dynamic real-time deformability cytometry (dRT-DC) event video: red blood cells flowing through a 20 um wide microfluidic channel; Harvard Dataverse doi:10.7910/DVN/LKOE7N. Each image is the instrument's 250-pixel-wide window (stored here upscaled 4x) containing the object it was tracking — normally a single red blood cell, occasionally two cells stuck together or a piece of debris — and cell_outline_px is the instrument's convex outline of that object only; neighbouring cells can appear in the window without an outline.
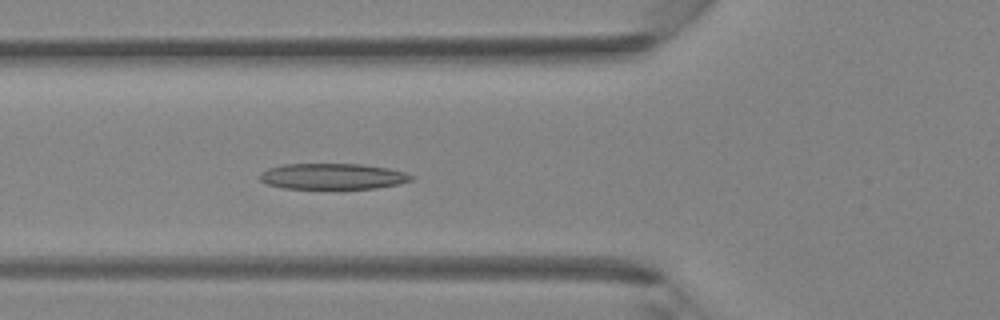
{"species": "Egyptian fruit bat (a non-hibernating species)", "species_latin": "Rousettus aegyptiacus", "temperature_condition": "room temperature", "stored_images_in_passage": 33, "camera_frame_rate_fps": 3000, "um_per_image_px": 0.085, "animal": {"sex": "female"}, "frame": {"image": 1, "passage_image": 6, "time_ms": 1.667, "image_size_px": [1000, 320], "cell_outline_px": [[416, 176], [412, 180], [400, 184], [376, 188], [284, 188], [268, 184], [260, 180], [260, 172], [268, 168], [280, 164], [364, 164], [388, 168], [404, 172]], "centroid_in_image_um": [28.3, 14.98], "position_along_channel_um": 97.5, "area_um2": 22.89}}
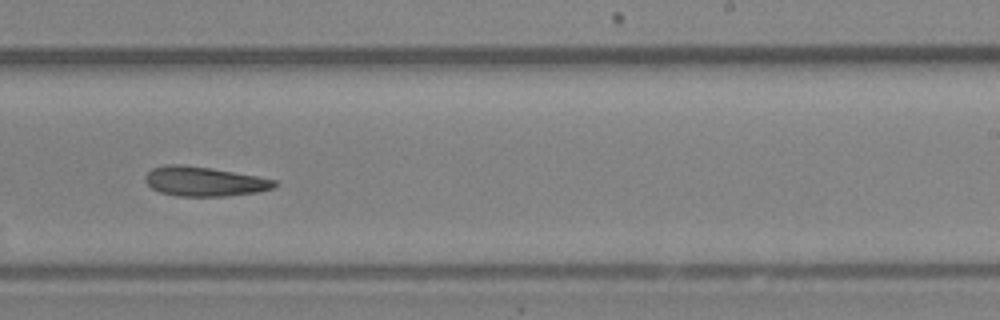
{"frame": {"image": 2, "passage_image": 17, "time_ms": 5.333, "image_size_px": [1000, 320], "cell_outline_px": [[276, 188], [256, 192], [224, 196], [176, 196], [160, 192], [152, 188], [144, 180], [144, 176], [152, 168], [168, 164], [180, 164], [212, 168], [256, 176], [276, 180]], "centroid_in_image_um": [17.34, 15.42], "position_along_channel_um": 271.7, "area_um2": 22.2}}
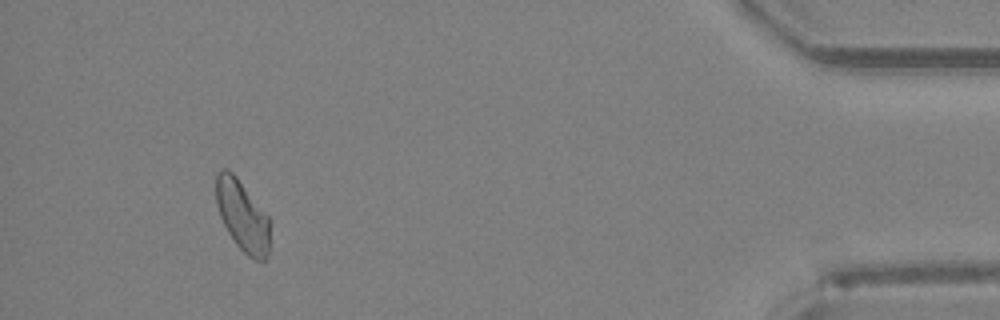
{"frame": {"image": 3, "passage_image": 30, "time_ms": 9.667, "image_size_px": [1000, 320], "cell_outline_px": [[272, 220], [268, 252], [264, 260], [256, 260], [248, 256], [236, 244], [228, 232], [220, 216], [216, 204], [216, 172], [224, 168], [228, 168], [236, 176]], "centroid_in_image_um": [20.63, 18.33], "position_along_channel_um": 414.6, "area_um2": 22.48}}